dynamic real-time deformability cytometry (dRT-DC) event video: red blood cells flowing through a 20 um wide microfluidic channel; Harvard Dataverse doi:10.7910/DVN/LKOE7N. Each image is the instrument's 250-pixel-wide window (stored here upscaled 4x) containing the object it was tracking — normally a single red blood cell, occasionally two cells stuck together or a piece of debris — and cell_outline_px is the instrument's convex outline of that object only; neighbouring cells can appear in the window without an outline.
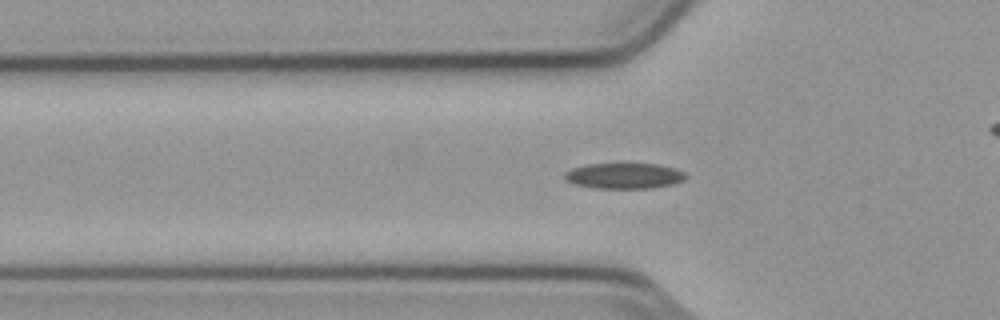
{"species": "common noctule bat (a hibernating species)", "species_latin": "Nyctalus noctula", "temperature_condition": "cold", "stored_images_in_passage": 42, "camera_frame_rate_fps": 3000, "um_per_image_px": 0.085, "animal": {"sex": "male", "body_mass_g": 23.1, "forearm_length_mm": 52.7}, "frame": {"image": 1, "passage_image": 5, "time_ms": 1.333, "image_size_px": [1000, 320], "cell_outline_px": [[688, 176], [684, 180], [676, 184], [652, 188], [592, 188], [576, 184], [564, 180], [564, 172], [572, 168], [584, 164], [660, 164], [676, 168], [684, 172]], "centroid_in_image_um": [53.08, 14.94], "position_along_channel_um": 72.7, "area_um2": 18.38}}
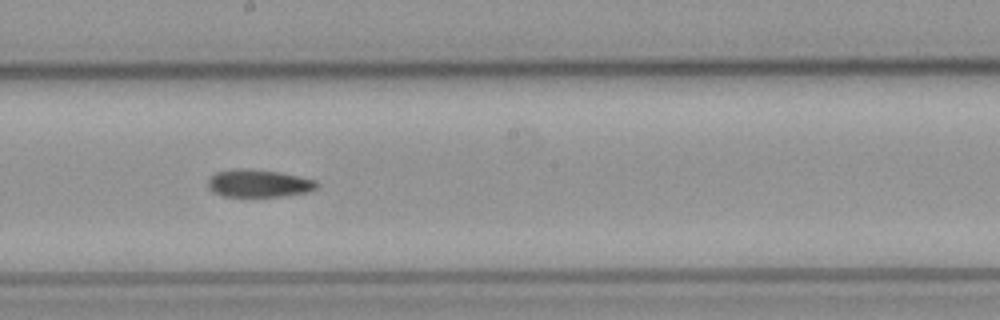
{"frame": {"image": 2, "passage_image": 17, "time_ms": 5.333, "image_size_px": [1000, 320], "cell_outline_px": [[320, 184], [316, 188], [308, 192], [284, 196], [224, 196], [212, 192], [208, 188], [208, 180], [216, 172], [240, 168], [280, 172], [316, 180]], "centroid_in_image_um": [22.0, 15.59], "position_along_channel_um": 226.2, "area_um2": 17.46}}
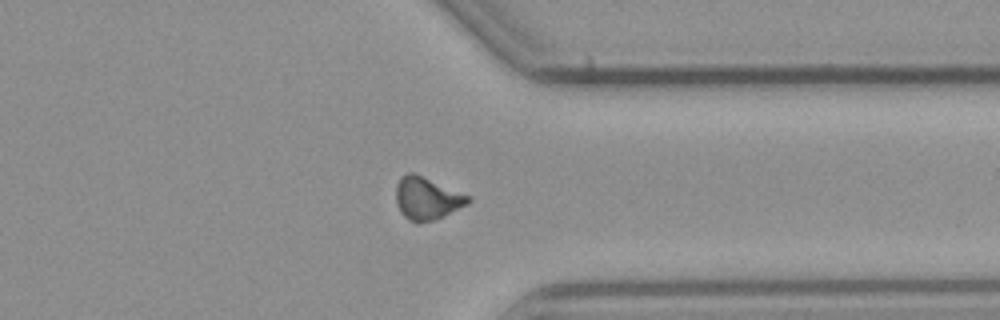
{"frame": {"image": 3, "passage_image": 29, "time_ms": 9.333, "image_size_px": [1000, 320], "cell_outline_px": [[472, 200], [468, 204], [436, 220], [416, 224], [408, 220], [400, 212], [396, 204], [396, 184], [400, 176], [408, 172], [412, 172], [472, 196]], "centroid_in_image_um": [36.29, 16.88], "position_along_channel_um": 375.1, "area_um2": 18.26}}